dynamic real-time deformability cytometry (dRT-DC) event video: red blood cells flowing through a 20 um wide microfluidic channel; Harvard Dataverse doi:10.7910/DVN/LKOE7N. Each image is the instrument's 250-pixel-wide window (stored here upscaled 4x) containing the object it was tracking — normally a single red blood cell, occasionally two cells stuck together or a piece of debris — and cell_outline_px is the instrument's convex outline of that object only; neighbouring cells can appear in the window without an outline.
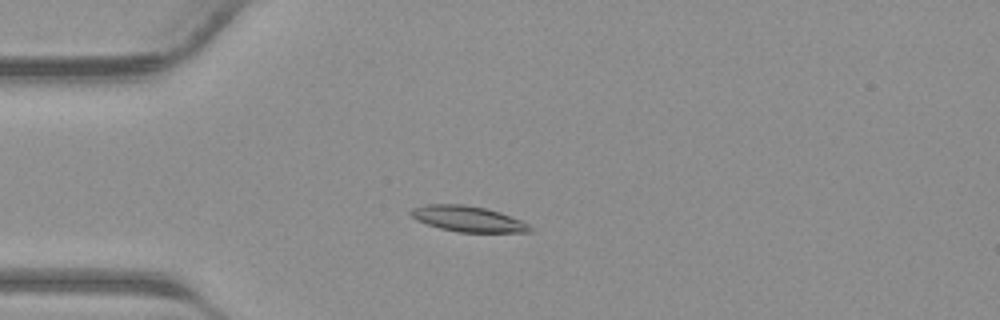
{"species": "common noctule bat (a hibernating species)", "species_latin": "Nyctalus noctula", "temperature_condition": "warm", "stored_images_in_passage": 40, "camera_frame_rate_fps": 3000, "um_per_image_px": 0.085, "animal": {"sex": "male", "body_mass_g": 23.1, "forearm_length_mm": 52.7}, "frame": {"image": 1, "passage_image": 10, "time_ms": 3.0, "image_size_px": [1000, 320], "cell_outline_px": [[532, 232], [456, 232], [440, 228], [416, 220], [408, 212], [412, 208], [424, 204], [464, 204], [484, 208], [500, 212], [520, 220], [528, 224], [532, 228]], "centroid_in_image_um": [39.74, 18.6], "position_along_channel_um": 45.3, "area_um2": 17.8}}
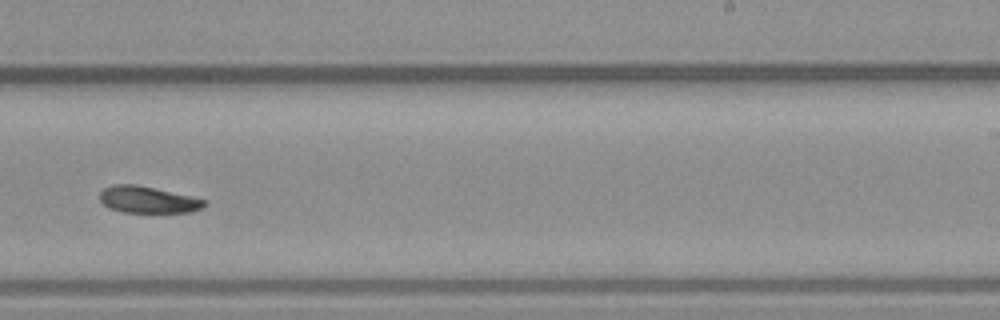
{"frame": {"image": 2, "passage_image": 25, "time_ms": 8.0, "image_size_px": [1000, 320], "cell_outline_px": [[208, 204], [192, 212], [124, 212], [108, 208], [100, 200], [100, 192], [104, 188], [112, 184], [136, 184], [192, 196], [208, 200]], "centroid_in_image_um": [12.59, 16.97], "position_along_channel_um": 276.4, "area_um2": 16.36}}
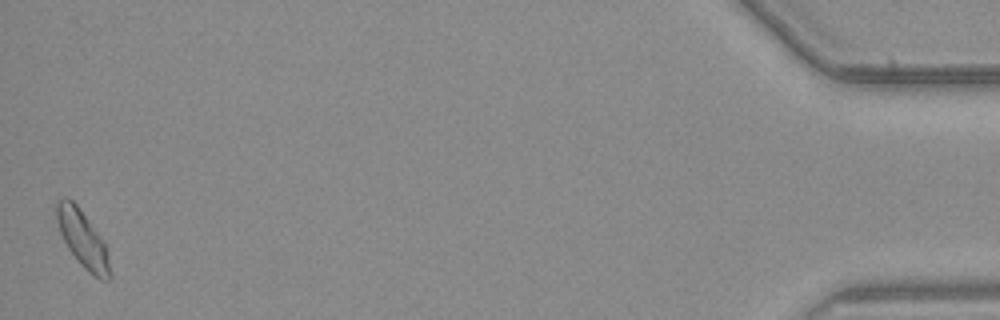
{"frame": {"image": 3, "passage_image": 40, "time_ms": 13.0, "image_size_px": [1000, 320], "cell_outline_px": [[112, 276], [108, 280], [100, 280], [88, 272], [80, 264], [68, 248], [60, 232], [56, 220], [56, 204], [64, 196], [68, 196], [76, 204], [104, 240], [112, 272]], "centroid_in_image_um": [7.05, 20.34], "position_along_channel_um": 428.2, "area_um2": 17.74}}